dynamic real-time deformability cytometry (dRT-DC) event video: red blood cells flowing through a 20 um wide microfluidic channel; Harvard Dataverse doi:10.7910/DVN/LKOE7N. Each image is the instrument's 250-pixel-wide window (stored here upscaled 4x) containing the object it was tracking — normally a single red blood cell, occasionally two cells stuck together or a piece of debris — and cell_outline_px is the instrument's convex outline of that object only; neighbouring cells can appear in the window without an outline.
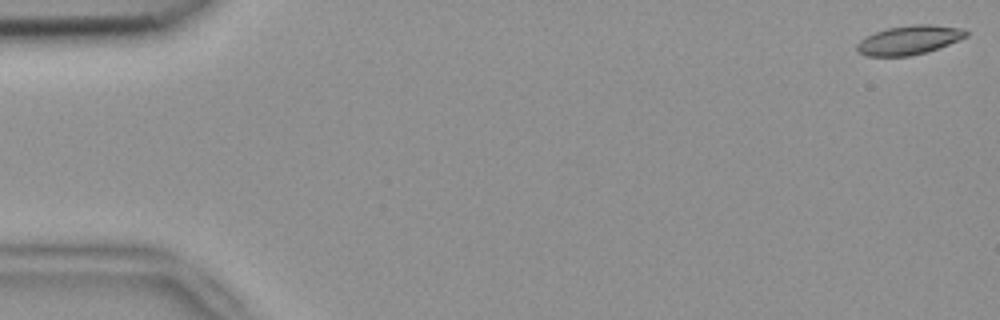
{"species": "common noctule bat (a hibernating species)", "species_latin": "Nyctalus noctula", "temperature_condition": "room temperature", "stored_images_in_passage": 15, "camera_frame_rate_fps": 3000, "um_per_image_px": 0.085, "animal": {"sex": "female", "body_mass_g": 18.4}, "frame": {"image": 1, "passage_image": 1, "time_ms": 0.0, "image_size_px": [1000, 320], "cell_outline_px": [[968, 36], [948, 44], [924, 52], [908, 56], [868, 56], [860, 52], [856, 48], [856, 44], [860, 40], [876, 32], [888, 28], [912, 24], [928, 24], [964, 28], [968, 32]], "centroid_in_image_um": [77.29, 3.39], "position_along_channel_um": 7.7, "area_um2": 18.21}}